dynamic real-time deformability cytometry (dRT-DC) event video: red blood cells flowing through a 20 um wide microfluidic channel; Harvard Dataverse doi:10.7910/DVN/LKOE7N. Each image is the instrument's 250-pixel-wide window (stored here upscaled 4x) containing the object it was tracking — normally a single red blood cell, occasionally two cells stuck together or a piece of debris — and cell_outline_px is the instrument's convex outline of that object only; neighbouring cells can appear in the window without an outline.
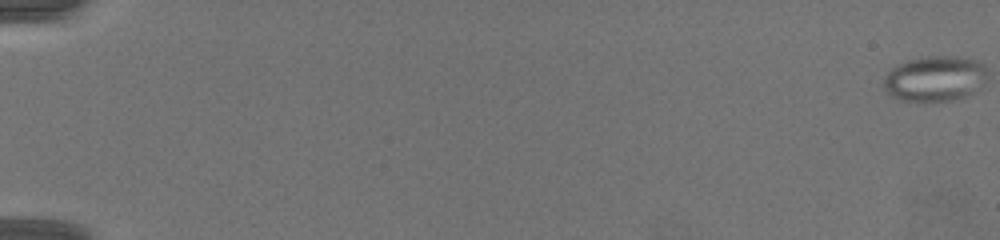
{"species": "common noctule bat (a hibernating species)", "species_latin": "Nyctalus noctula", "temperature_condition": "warm", "stored_images_in_passage": 68, "camera_frame_rate_fps": 3000, "um_per_image_px": 0.085, "animal": {"sex": "female", "body_mass_g": 19.5, "forearm_length_mm": 54.1}, "frame": {"image": 1, "passage_image": 1, "time_ms": 0.0, "image_size_px": [1000, 240], "cell_outline_px": [[984, 72], [972, 92], [964, 96], [948, 100], [900, 100], [892, 96], [884, 88], [884, 80], [892, 68], [908, 60], [928, 56], [956, 56], [972, 60], [980, 64], [984, 68]], "centroid_in_image_um": [79.35, 6.67], "position_along_channel_um": 5.6, "area_um2": 25.95}}
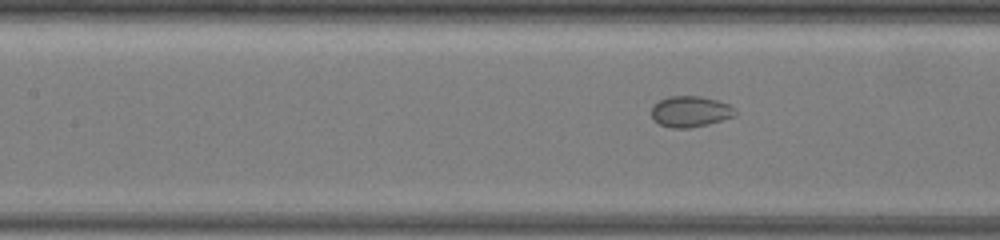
{"frame": {"image": 2, "passage_image": 34, "time_ms": 11.0, "image_size_px": [1000, 240], "cell_outline_px": [[736, 116], [708, 124], [688, 128], [672, 128], [660, 124], [652, 116], [652, 108], [660, 100], [668, 96], [700, 96], [716, 100], [728, 104], [736, 112]], "centroid_in_image_um": [58.69, 9.48], "position_along_channel_um": 148.7, "area_um2": 14.85}}
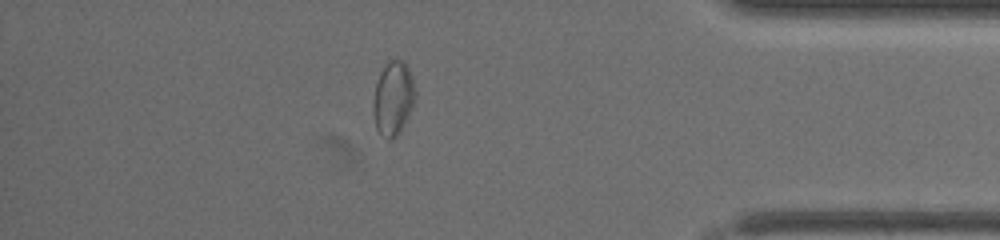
{"frame": {"image": 3, "passage_image": 60, "time_ms": 19.667, "image_size_px": [1000, 240], "cell_outline_px": [[416, 96], [412, 108], [400, 132], [396, 136], [388, 140], [376, 128], [372, 112], [372, 104], [376, 84], [380, 72], [388, 60], [404, 60], [412, 76], [416, 92]], "centroid_in_image_um": [33.42, 8.34], "position_along_channel_um": 401.8, "area_um2": 18.21}, "authors_computed_cell_mechanics": {"area_um2": 18.7561, "velocity_mm_per_s": 3.2415, "shape_relaxation_time_tau1_ms": null, "shape_relaxation_time_tau2_ms": 1.3153, "deformation_change_tau1": null, "deformation_change_tau2": 0.0489}}